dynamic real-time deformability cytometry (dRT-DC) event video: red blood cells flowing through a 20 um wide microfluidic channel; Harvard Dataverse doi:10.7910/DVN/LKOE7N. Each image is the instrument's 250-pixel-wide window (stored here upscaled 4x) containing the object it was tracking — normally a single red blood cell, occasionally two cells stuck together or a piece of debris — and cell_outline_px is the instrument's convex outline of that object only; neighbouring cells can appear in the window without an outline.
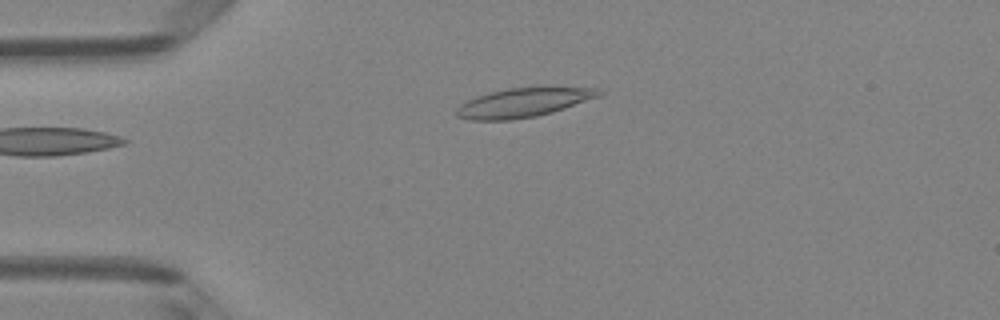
{"species": "Egyptian fruit bat (a non-hibernating species)", "species_latin": "Rousettus aegyptiacus", "temperature_condition": "room temperature", "stored_images_in_passage": 3, "camera_frame_rate_fps": 3000, "um_per_image_px": 0.085, "animal": {"sex": "female"}, "frame": {"image": 1, "passage_image": 3, "time_ms": 0.667, "image_size_px": [1000, 320], "cell_outline_px": [[604, 92], [600, 96], [552, 112], [536, 116], [512, 120], [468, 120], [456, 116], [456, 108], [460, 104], [476, 96], [488, 92], [508, 88], [544, 84], [552, 84], [600, 88]], "centroid_in_image_um": [44.58, 8.65], "position_along_channel_um": 40.4, "area_um2": 25.37}}